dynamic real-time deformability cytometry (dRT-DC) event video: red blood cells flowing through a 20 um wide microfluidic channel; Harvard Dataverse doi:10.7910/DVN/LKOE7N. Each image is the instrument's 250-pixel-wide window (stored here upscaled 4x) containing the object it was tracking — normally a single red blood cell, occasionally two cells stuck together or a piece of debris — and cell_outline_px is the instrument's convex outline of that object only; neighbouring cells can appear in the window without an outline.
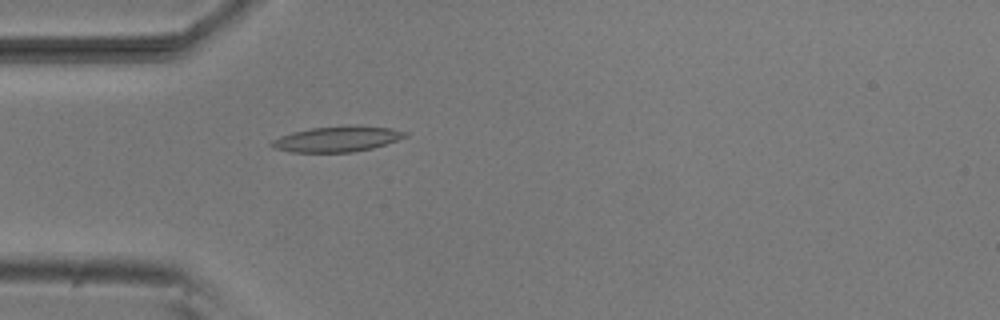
{"species": "common noctule bat (a hibernating species)", "species_latin": "Nyctalus noctula", "temperature_condition": "room temperature", "stored_images_in_passage": 39, "camera_frame_rate_fps": 3000, "um_per_image_px": 0.085, "animal": {"sex": "male", "body_mass_g": 20.5, "forearm_length_mm": 52.5}, "frame": {"image": 1, "passage_image": 2, "time_ms": 0.333, "image_size_px": [1000, 320], "cell_outline_px": [[408, 136], [372, 148], [352, 152], [288, 152], [272, 148], [268, 144], [272, 140], [280, 136], [292, 132], [312, 128], [348, 124], [356, 124], [392, 128], [408, 132]], "centroid_in_image_um": [28.64, 11.8], "position_along_channel_um": 56.4, "area_um2": 20.23}}
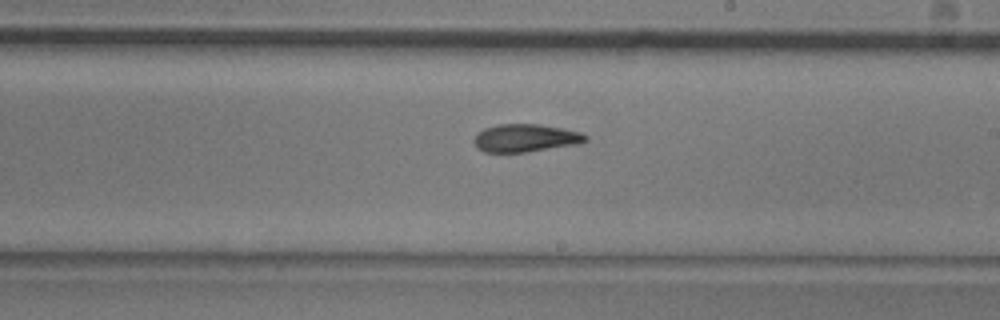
{"frame": {"image": 2, "passage_image": 17, "time_ms": 5.333, "image_size_px": [1000, 320], "cell_outline_px": [[588, 140], [580, 144], [528, 152], [484, 152], [476, 148], [472, 140], [476, 132], [484, 128], [496, 124], [540, 124], [580, 132], [588, 136]], "centroid_in_image_um": [44.63, 11.73], "position_along_channel_um": 244.4, "area_um2": 18.44}}
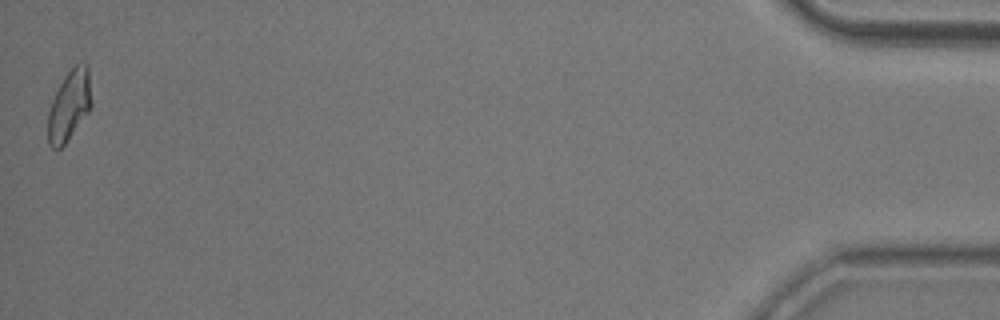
{"frame": {"image": 3, "passage_image": 39, "time_ms": 12.667, "image_size_px": [1000, 320], "cell_outline_px": [[92, 104], [88, 112], [64, 144], [56, 152], [48, 144], [48, 112], [52, 100], [64, 76], [80, 60], [84, 60], [88, 64], [92, 100]], "centroid_in_image_um": [5.9, 8.93], "position_along_channel_um": 429.3, "area_um2": 17.98}, "authors_computed_cell_mechanics": {"area_um2": 18.0336, "velocity_mm_per_s": 3.8239, "shape_relaxation_time_tau1_ms": 6.7291, "shape_relaxation_time_tau2_ms": 2.9228, "deformation_change_tau1": 0.1839, "deformation_change_tau2": 0.0991}}